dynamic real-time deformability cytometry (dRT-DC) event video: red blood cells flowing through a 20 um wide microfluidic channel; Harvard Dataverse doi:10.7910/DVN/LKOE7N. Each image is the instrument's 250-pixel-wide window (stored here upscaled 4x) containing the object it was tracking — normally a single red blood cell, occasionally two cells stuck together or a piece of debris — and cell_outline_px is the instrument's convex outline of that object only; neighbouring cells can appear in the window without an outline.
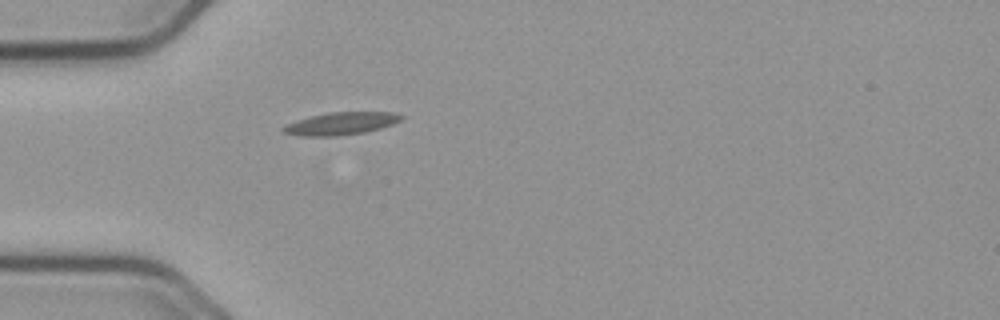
{"species": "common noctule bat (a hibernating species)", "species_latin": "Nyctalus noctula", "temperature_condition": "cold", "stored_images_in_passage": 36, "camera_frame_rate_fps": 3000, "um_per_image_px": 0.085, "animal": {"sex": "male", "body_mass_g": 23.1, "forearm_length_mm": 52.7}, "frame": {"image": 1, "passage_image": 1, "time_ms": 0.0, "image_size_px": [1000, 320], "cell_outline_px": [[404, 116], [400, 120], [392, 124], [380, 128], [364, 132], [336, 136], [300, 136], [280, 132], [280, 128], [284, 124], [296, 120], [328, 112], [392, 112]], "centroid_in_image_um": [28.9, 10.5], "position_along_channel_um": 56.1, "area_um2": 15.55}}
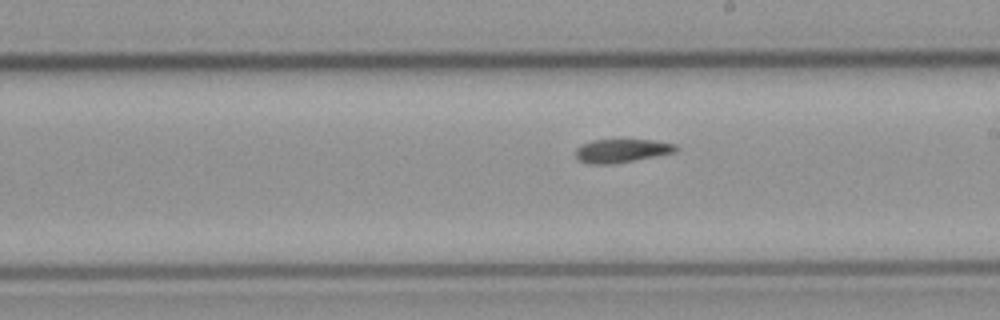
{"frame": {"image": 2, "passage_image": 16, "time_ms": 5.0, "image_size_px": [1000, 320], "cell_outline_px": [[680, 148], [676, 152], [612, 164], [588, 164], [580, 160], [576, 156], [576, 148], [592, 140], [652, 140], [676, 144]], "centroid_in_image_um": [52.87, 12.81], "position_along_channel_um": 236.1, "area_um2": 13.58}}
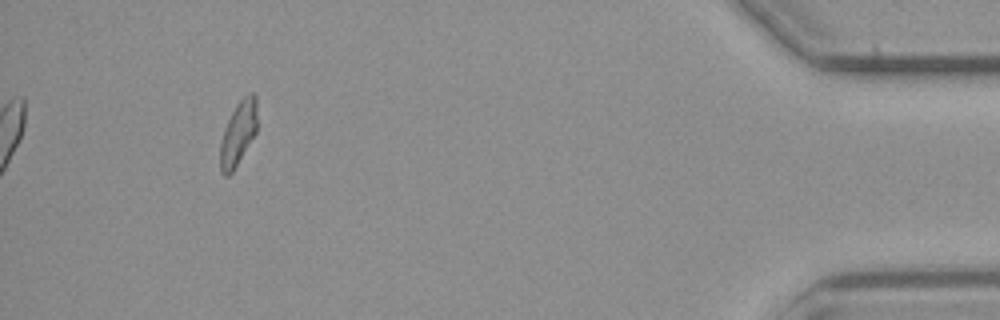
{"frame": {"image": 3, "passage_image": 36, "time_ms": 11.667, "image_size_px": [1000, 320], "cell_outline_px": [[256, 132], [232, 172], [228, 176], [224, 176], [220, 172], [220, 144], [224, 128], [236, 104], [248, 92], [252, 92], [256, 96]], "centroid_in_image_um": [20.23, 11.33], "position_along_channel_um": 415.0, "area_um2": 13.64}, "authors_computed_cell_mechanics": {"area_um2": 14.4211, "velocity_mm_per_s": 3.7202, "shape_relaxation_time_tau1_ms": null, "shape_relaxation_time_tau2_ms": 6.0857, "deformation_change_tau1": null, "deformation_change_tau2": 0.1224}}